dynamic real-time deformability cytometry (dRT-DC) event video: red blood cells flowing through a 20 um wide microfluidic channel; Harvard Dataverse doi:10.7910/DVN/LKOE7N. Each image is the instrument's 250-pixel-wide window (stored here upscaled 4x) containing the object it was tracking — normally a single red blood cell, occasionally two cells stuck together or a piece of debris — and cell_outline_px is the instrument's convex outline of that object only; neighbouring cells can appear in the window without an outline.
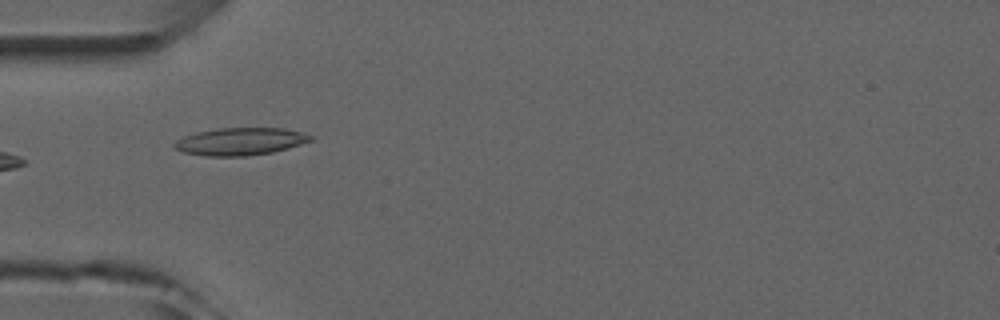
{"species": "common noctule bat (a hibernating species)", "species_latin": "Nyctalus noctula", "temperature_condition": "room temperature", "stored_images_in_passage": 7, "camera_frame_rate_fps": 3000, "um_per_image_px": 0.085, "animal": {"sex": "male", "forearm_length_mm": 52.5}, "frame": {"image": 1, "passage_image": 4, "time_ms": 3.333, "image_size_px": [1000, 320], "cell_outline_px": [[312, 140], [288, 148], [272, 152], [244, 156], [208, 156], [184, 152], [176, 148], [172, 144], [176, 140], [184, 136], [196, 132], [216, 128], [284, 128], [304, 132], [312, 136]], "centroid_in_image_um": [20.43, 12.01], "position_along_channel_um": 64.6, "area_um2": 21.73}}
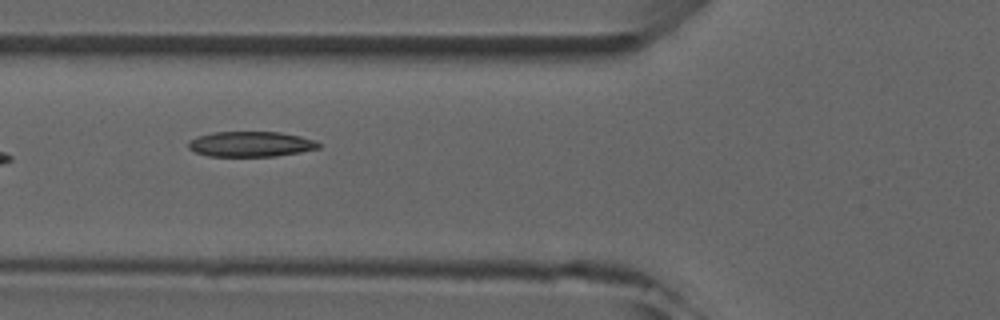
{"frame": {"image": 2, "passage_image": 5, "time_ms": 4.333, "image_size_px": [1000, 320], "cell_outline_px": [[320, 148], [300, 152], [276, 156], [208, 156], [196, 152], [188, 148], [188, 140], [196, 136], [212, 132], [280, 132], [300, 136], [316, 140], [320, 144]], "centroid_in_image_um": [21.3, 12.24], "position_along_channel_um": 104.5, "area_um2": 19.31}}
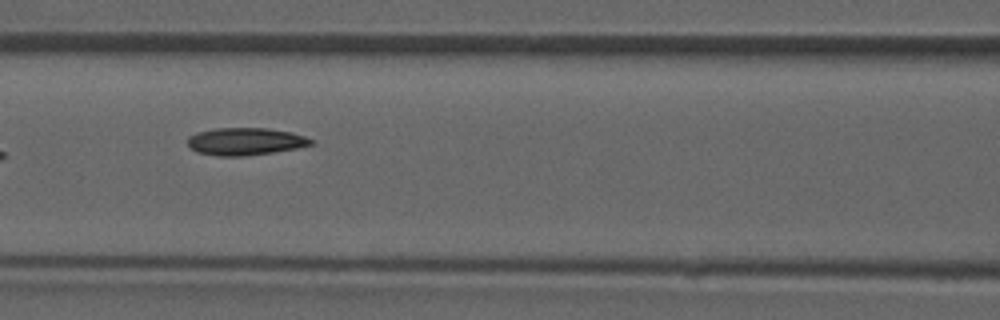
{"frame": {"image": 3, "passage_image": 6, "time_ms": 5.333, "image_size_px": [1000, 320], "cell_outline_px": [[316, 140], [312, 144], [296, 148], [272, 152], [244, 156], [216, 156], [196, 152], [188, 144], [188, 136], [196, 132], [216, 128], [268, 128], [292, 132]], "centroid_in_image_um": [20.85, 12.02], "position_along_channel_um": 145.8, "area_um2": 19.77}}